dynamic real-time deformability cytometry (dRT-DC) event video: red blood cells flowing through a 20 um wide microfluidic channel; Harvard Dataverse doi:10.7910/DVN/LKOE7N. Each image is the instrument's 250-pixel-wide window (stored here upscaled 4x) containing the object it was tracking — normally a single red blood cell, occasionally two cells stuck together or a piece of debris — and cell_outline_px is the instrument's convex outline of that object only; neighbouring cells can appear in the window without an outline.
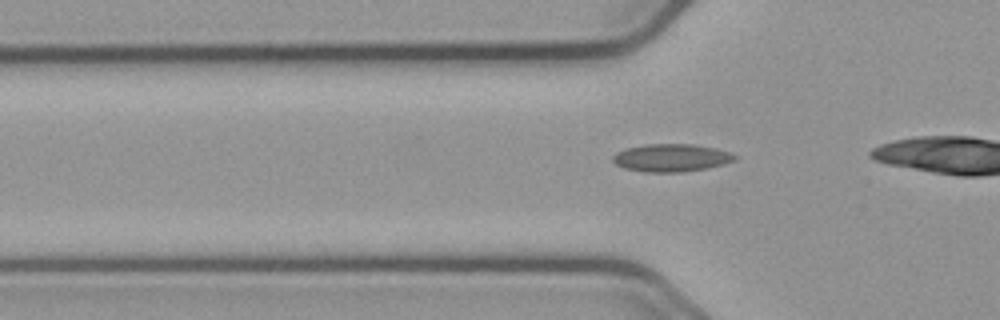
{"species": "common noctule bat (a hibernating species)", "species_latin": "Nyctalus noctula", "temperature_condition": "cold", "stored_images_in_passage": 35, "camera_frame_rate_fps": 3000, "um_per_image_px": 0.085, "animal": {"sex": "male", "body_mass_g": 23.1, "forearm_length_mm": 52.7}, "frame": {"image": 1, "passage_image": 12, "time_ms": 3.667, "image_size_px": [1000, 320], "cell_outline_px": [[736, 160], [724, 164], [704, 168], [680, 172], [644, 172], [624, 168], [616, 164], [612, 160], [612, 156], [616, 152], [624, 148], [644, 144], [692, 144], [716, 148], [732, 152], [736, 156]], "centroid_in_image_um": [57.04, 13.4], "position_along_channel_um": 68.8, "area_um2": 19.83}}
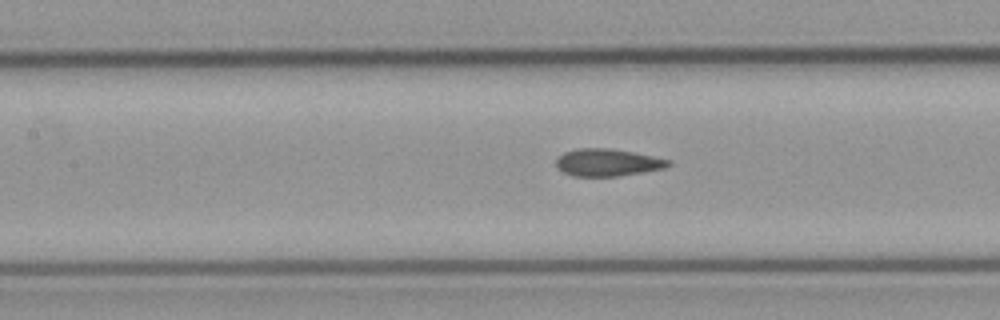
{"frame": {"image": 2, "passage_image": 19, "time_ms": 6.0, "image_size_px": [1000, 320], "cell_outline_px": [[672, 164], [664, 168], [616, 176], [572, 176], [564, 172], [556, 164], [556, 160], [564, 152], [576, 148], [608, 148], [632, 152], [672, 160]], "centroid_in_image_um": [51.64, 13.8], "position_along_channel_um": 155.8, "area_um2": 17.63}}
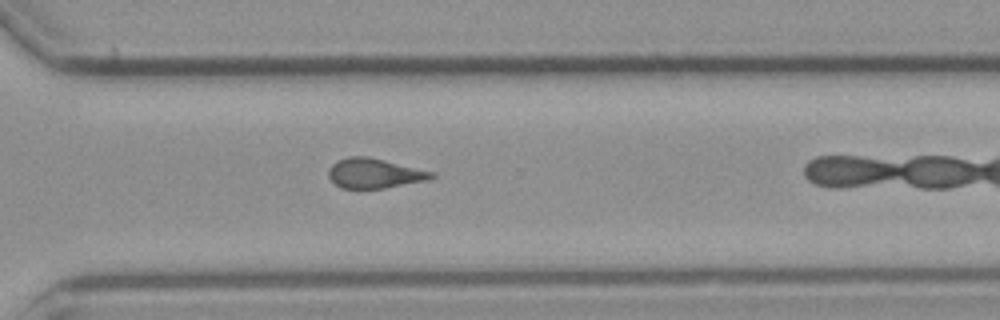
{"frame": {"image": 3, "passage_image": 34, "time_ms": 11.0, "image_size_px": [1000, 320], "cell_outline_px": [[436, 176], [428, 180], [384, 188], [340, 188], [328, 176], [328, 168], [336, 160], [348, 156], [368, 156], [436, 172]], "centroid_in_image_um": [31.83, 14.72], "position_along_channel_um": 338.8, "area_um2": 18.03}}